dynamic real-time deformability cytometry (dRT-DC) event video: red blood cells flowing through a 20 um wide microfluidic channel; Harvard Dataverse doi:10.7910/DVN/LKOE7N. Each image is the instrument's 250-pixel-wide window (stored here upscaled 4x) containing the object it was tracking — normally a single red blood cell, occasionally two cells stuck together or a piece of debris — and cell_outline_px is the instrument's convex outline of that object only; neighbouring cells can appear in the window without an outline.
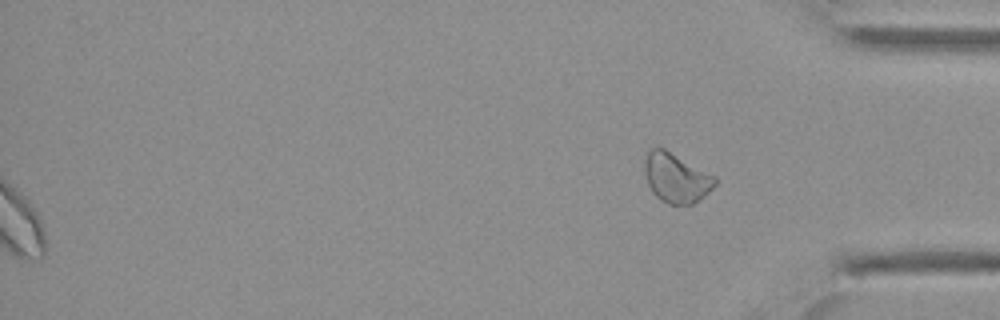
{"species": "Egyptian fruit bat (a non-hibernating species)", "species_latin": "Rousettus aegyptiacus", "temperature_condition": "cold", "stored_images_in_passage": 38, "segment_of_instrument_passage": [2, 2], "camera_frame_rate_fps": 3000, "um_per_image_px": 0.085, "animal": {"sex": "female"}, "frame": {"image": 1, "passage_image": 38, "time_ms": 12.333, "image_size_px": [1000, 320], "cell_outline_px": [[716, 184], [704, 196], [692, 204], [668, 204], [660, 200], [652, 192], [648, 184], [644, 172], [644, 160], [648, 152], [652, 148], [664, 148], [716, 176]], "centroid_in_image_um": [57.46, 15.12], "position_along_channel_um": 377.7, "area_um2": 20.23}}